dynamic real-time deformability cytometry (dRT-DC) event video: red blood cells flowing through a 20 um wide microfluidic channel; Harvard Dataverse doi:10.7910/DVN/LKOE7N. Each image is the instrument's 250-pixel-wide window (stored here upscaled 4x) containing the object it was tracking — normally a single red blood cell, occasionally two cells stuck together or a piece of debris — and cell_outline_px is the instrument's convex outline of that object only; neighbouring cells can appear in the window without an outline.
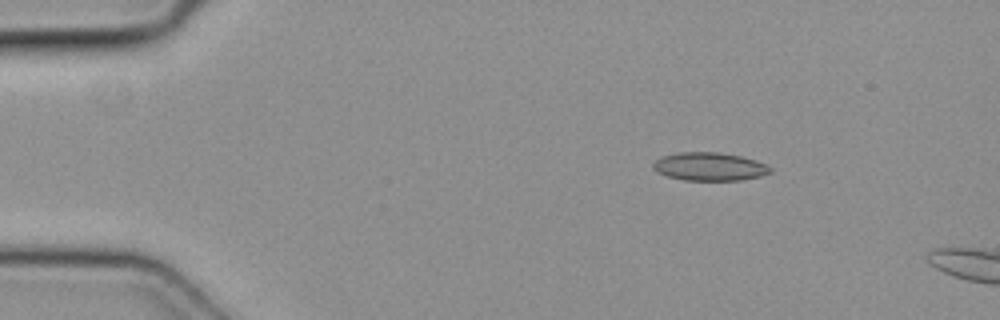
{"species": "common noctule bat (a hibernating species)", "species_latin": "Nyctalus noctula", "temperature_condition": "cold", "stored_images_in_passage": 2, "camera_frame_rate_fps": 3000, "um_per_image_px": 0.085, "animal": {"sex": "female", "body_mass_g": 19.3, "forearm_length_mm": 54.1}, "frame": {"image": 1, "passage_image": 1, "time_ms": 0.0, "image_size_px": [1000, 320], "cell_outline_px": [[772, 172], [760, 176], [740, 180], [684, 180], [668, 176], [656, 172], [652, 168], [652, 164], [656, 160], [664, 156], [676, 152], [720, 152], [740, 156], [756, 160], [772, 168]], "centroid_in_image_um": [60.3, 14.15], "position_along_channel_um": 24.7, "area_um2": 19.25}}